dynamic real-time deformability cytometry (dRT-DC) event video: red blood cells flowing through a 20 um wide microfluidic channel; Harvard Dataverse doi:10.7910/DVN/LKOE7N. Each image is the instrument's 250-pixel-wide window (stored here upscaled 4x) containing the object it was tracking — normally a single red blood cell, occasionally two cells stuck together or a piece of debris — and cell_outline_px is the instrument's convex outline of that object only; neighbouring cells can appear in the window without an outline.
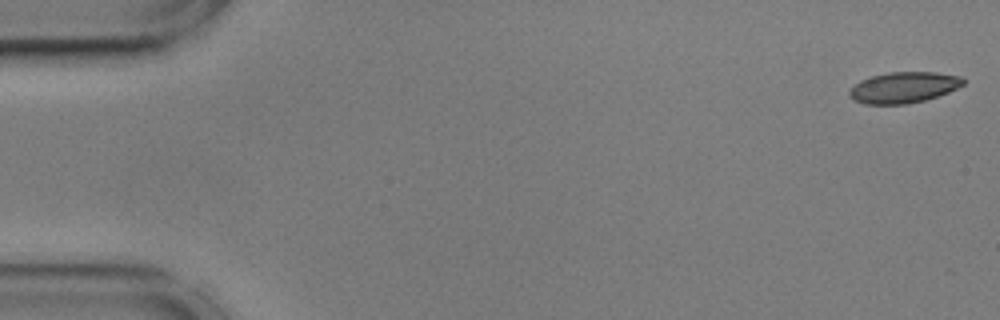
{"species": "common noctule bat (a hibernating species)", "species_latin": "Nyctalus noctula", "temperature_condition": "cold", "stored_images_in_passage": 14, "camera_frame_rate_fps": 3000, "um_per_image_px": 0.085, "animal": {"sex": "male", "body_mass_g": 17.9, "forearm_length_mm": 54.2}, "frame": {"image": 1, "passage_image": 1, "time_ms": 0.0, "image_size_px": [1000, 320], "cell_outline_px": [[964, 84], [948, 92], [924, 100], [908, 104], [864, 104], [852, 100], [848, 96], [848, 92], [860, 80], [872, 76], [888, 72], [936, 72], [964, 76]], "centroid_in_image_um": [76.8, 7.43], "position_along_channel_um": 8.2, "area_um2": 20.63}}
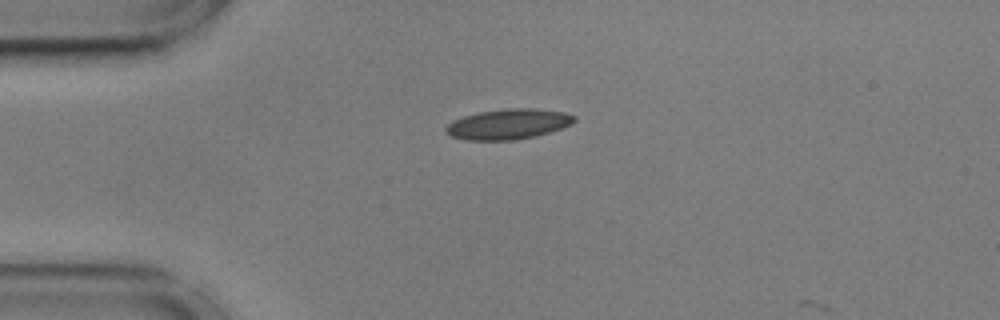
{"frame": {"image": 2, "passage_image": 13, "time_ms": 4.0, "image_size_px": [1000, 320], "cell_outline_px": [[576, 120], [572, 124], [536, 136], [512, 140], [468, 140], [452, 136], [444, 132], [444, 128], [452, 120], [464, 116], [480, 112], [508, 108], [532, 108], [564, 112], [576, 116]], "centroid_in_image_um": [43.19, 10.55], "position_along_channel_um": 41.8, "area_um2": 22.6}}